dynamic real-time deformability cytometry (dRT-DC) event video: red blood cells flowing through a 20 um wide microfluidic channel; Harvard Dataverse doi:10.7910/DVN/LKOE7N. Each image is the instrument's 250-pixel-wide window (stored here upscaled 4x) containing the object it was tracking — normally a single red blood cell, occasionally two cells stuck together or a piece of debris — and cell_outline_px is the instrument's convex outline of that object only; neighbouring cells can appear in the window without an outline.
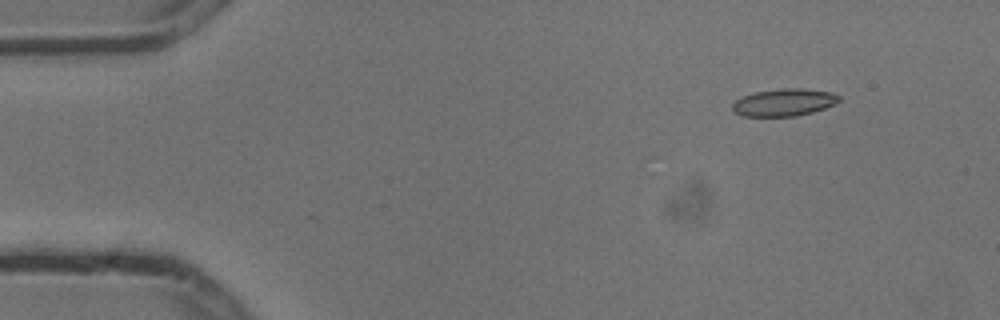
{"species": "common noctule bat (a hibernating species)", "species_latin": "Nyctalus noctula", "temperature_condition": "cold", "stored_images_in_passage": 7, "camera_frame_rate_fps": 3000, "um_per_image_px": 0.085, "animal": {"sex": "male", "body_mass_g": 13.3}, "frame": {"image": 1, "passage_image": 1, "time_ms": 0.0, "image_size_px": [1000, 320], "cell_outline_px": [[840, 100], [836, 104], [812, 112], [796, 116], [744, 116], [732, 112], [732, 104], [736, 100], [744, 96], [756, 92], [784, 88], [804, 88], [832, 92], [840, 96]], "centroid_in_image_um": [66.66, 8.7], "position_along_channel_um": 18.3, "area_um2": 16.99}}
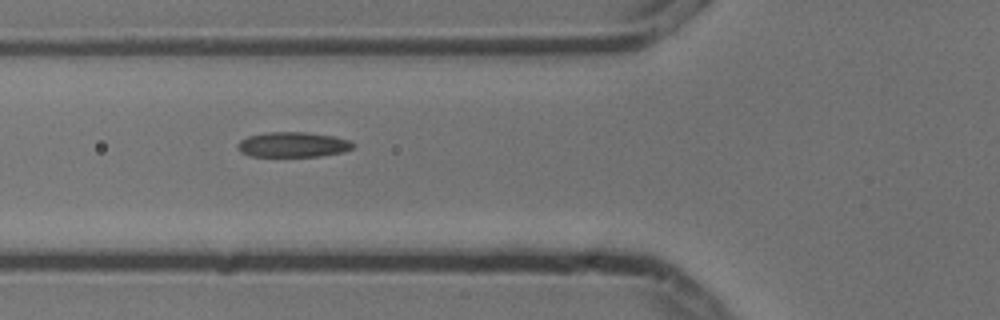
{"frame": {"image": 2, "passage_image": 5, "time_ms": 1.333, "image_size_px": [1000, 320], "cell_outline_px": [[356, 144], [352, 148], [344, 152], [320, 156], [248, 156], [240, 152], [236, 148], [236, 144], [240, 140], [248, 136], [268, 132], [308, 132], [332, 136], [348, 140]], "centroid_in_image_um": [24.86, 12.29], "position_along_channel_um": 100.9, "area_um2": 16.99}}
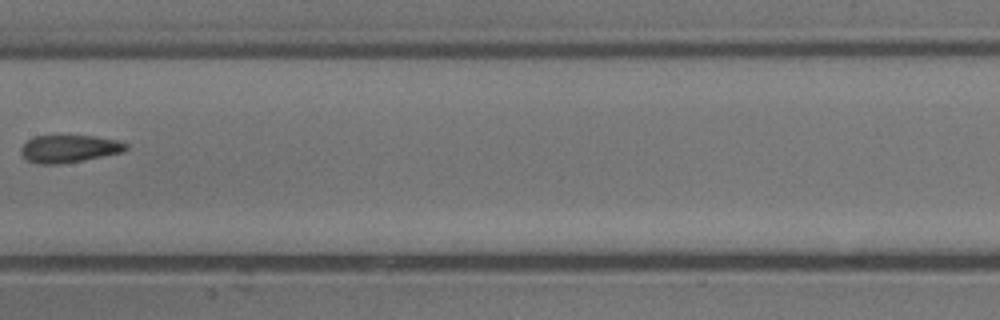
{"frame": {"image": 3, "passage_image": 7, "time_ms": 2.0, "image_size_px": [1000, 320], "cell_outline_px": [[128, 148], [124, 152], [84, 160], [60, 164], [40, 164], [28, 160], [20, 152], [20, 148], [28, 140], [36, 136], [96, 136], [120, 140], [128, 144]], "centroid_in_image_um": [5.94, 12.64], "position_along_channel_um": 201.5, "area_um2": 16.88}}